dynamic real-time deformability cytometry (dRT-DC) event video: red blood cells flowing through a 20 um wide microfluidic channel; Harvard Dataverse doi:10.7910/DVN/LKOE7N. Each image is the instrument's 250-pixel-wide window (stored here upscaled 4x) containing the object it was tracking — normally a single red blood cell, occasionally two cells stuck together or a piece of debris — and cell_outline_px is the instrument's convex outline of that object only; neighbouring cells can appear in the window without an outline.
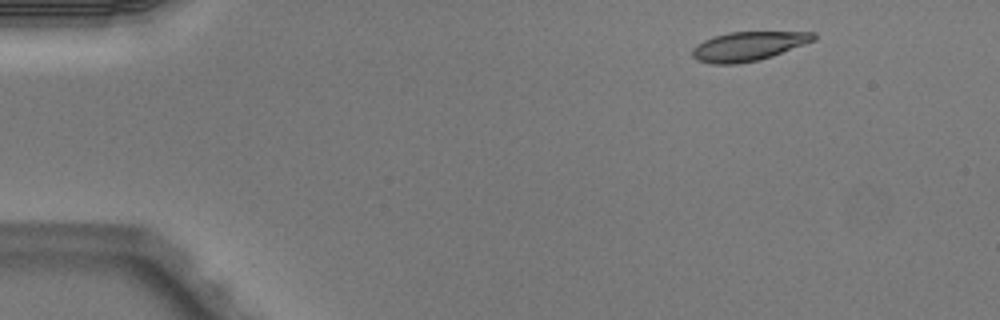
{"species": "Egyptian fruit bat (a non-hibernating species)", "species_latin": "Rousettus aegyptiacus", "temperature_condition": "warm", "stored_images_in_passage": 5, "camera_frame_rate_fps": 3000, "um_per_image_px": 0.085, "animal": {"sex": "male"}, "frame": {"image": 1, "passage_image": 1, "time_ms": 0.0, "image_size_px": [1000, 320], "cell_outline_px": [[816, 40], [772, 56], [760, 60], [736, 64], [712, 64], [696, 60], [692, 56], [692, 48], [696, 44], [704, 40], [728, 32], [816, 32]], "centroid_in_image_um": [63.59, 3.93], "position_along_channel_um": 21.4, "area_um2": 20.63}}
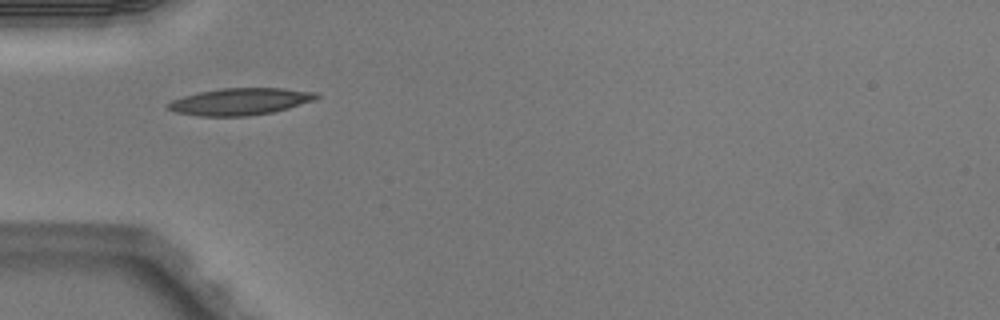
{"frame": {"image": 2, "passage_image": 4, "time_ms": 1.0, "image_size_px": [1000, 320], "cell_outline_px": [[320, 96], [312, 100], [288, 108], [272, 112], [248, 116], [200, 116], [176, 112], [168, 108], [164, 104], [172, 100], [196, 92], [220, 88], [284, 88], [316, 92]], "centroid_in_image_um": [20.37, 8.62], "position_along_channel_um": 64.6, "area_um2": 23.24}}
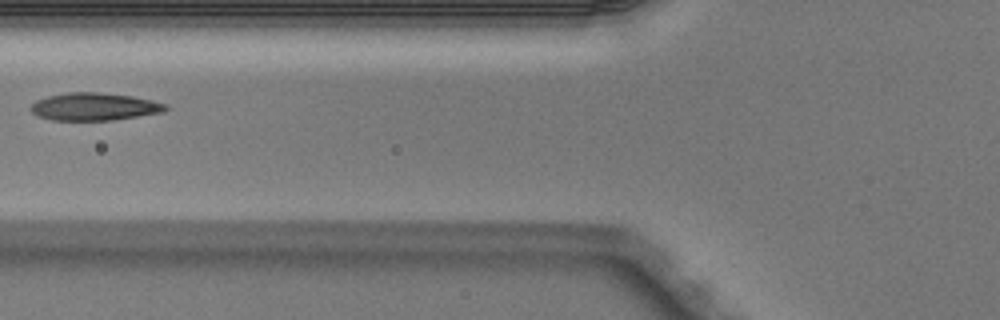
{"frame": {"image": 3, "passage_image": 5, "time_ms": 1.333, "image_size_px": [1000, 320], "cell_outline_px": [[168, 108], [164, 112], [112, 120], [52, 120], [40, 116], [32, 112], [28, 108], [36, 100], [48, 96], [68, 92], [100, 92], [132, 96], [152, 100], [168, 104]], "centroid_in_image_um": [8.03, 9.06], "position_along_channel_um": 117.8, "area_um2": 21.73}}